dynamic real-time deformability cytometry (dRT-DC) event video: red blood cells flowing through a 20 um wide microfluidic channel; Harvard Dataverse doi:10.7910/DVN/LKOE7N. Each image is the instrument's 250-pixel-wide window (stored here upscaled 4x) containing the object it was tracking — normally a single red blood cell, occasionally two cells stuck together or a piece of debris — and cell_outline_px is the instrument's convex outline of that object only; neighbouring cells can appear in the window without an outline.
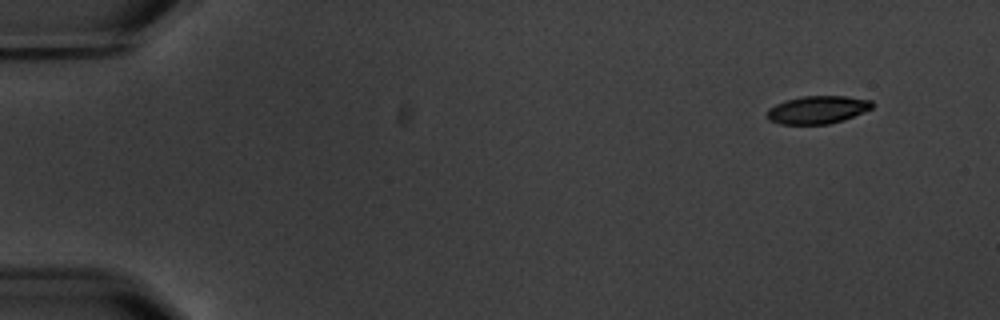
{"species": "common noctule bat (a hibernating species)", "species_latin": "Nyctalus noctula", "temperature_condition": "warm", "stored_images_in_passage": 4, "camera_frame_rate_fps": 3000, "um_per_image_px": 0.085, "animal": {"sex": "male", "body_mass_g": 20.1, "forearm_length_mm": 53.5}, "frame": {"image": 1, "passage_image": 1, "time_ms": 0.0, "image_size_px": [1000, 320], "cell_outline_px": [[872, 108], [844, 120], [828, 124], [780, 124], [768, 120], [764, 116], [768, 108], [784, 100], [804, 96], [844, 96], [872, 100]], "centroid_in_image_um": [69.43, 9.33], "position_along_channel_um": 15.6, "area_um2": 17.17}}
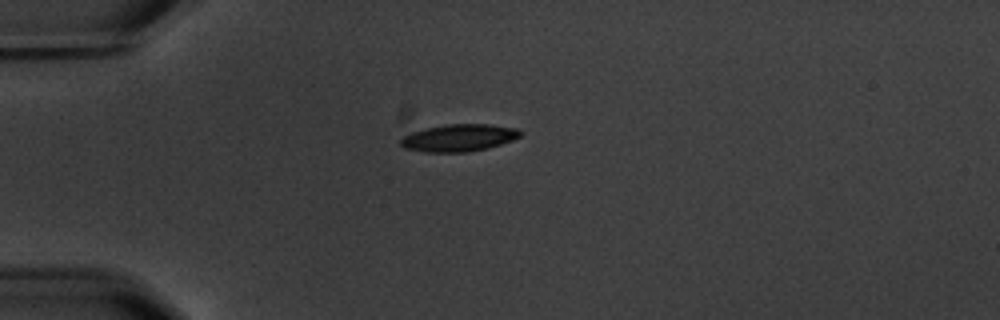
{"frame": {"image": 2, "passage_image": 4, "time_ms": 3.667, "image_size_px": [1000, 320], "cell_outline_px": [[524, 132], [520, 136], [512, 140], [488, 148], [468, 152], [428, 152], [404, 148], [400, 144], [400, 140], [404, 136], [412, 132], [424, 128], [448, 124], [488, 124], [520, 128]], "centroid_in_image_um": [39.04, 11.7], "position_along_channel_um": 46.0, "area_um2": 19.07}}